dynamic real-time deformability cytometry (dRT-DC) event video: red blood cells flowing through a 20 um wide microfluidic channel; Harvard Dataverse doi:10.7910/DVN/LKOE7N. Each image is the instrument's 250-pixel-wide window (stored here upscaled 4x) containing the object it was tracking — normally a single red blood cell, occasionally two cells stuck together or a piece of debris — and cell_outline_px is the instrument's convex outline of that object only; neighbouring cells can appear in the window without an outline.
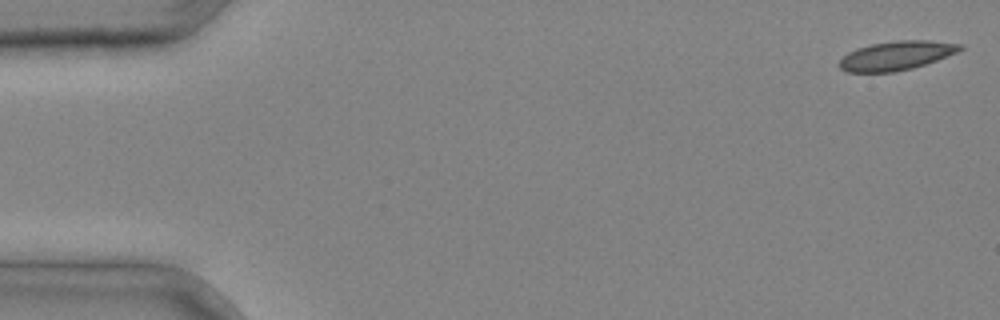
{"species": "common noctule bat (a hibernating species)", "species_latin": "Nyctalus noctula", "temperature_condition": "cold", "stored_images_in_passage": 5, "camera_frame_rate_fps": 3000, "um_per_image_px": 0.085, "animal": {"sex": "male", "body_mass_g": 20.4}, "frame": {"image": 1, "passage_image": 1, "time_ms": 0.0, "image_size_px": [1000, 320], "cell_outline_px": [[964, 48], [956, 52], [936, 60], [912, 68], [896, 72], [848, 72], [840, 68], [840, 60], [848, 52], [856, 48], [872, 44], [896, 40], [928, 40], [964, 44]], "centroid_in_image_um": [76.19, 4.72], "position_along_channel_um": 8.8, "area_um2": 20.29}}
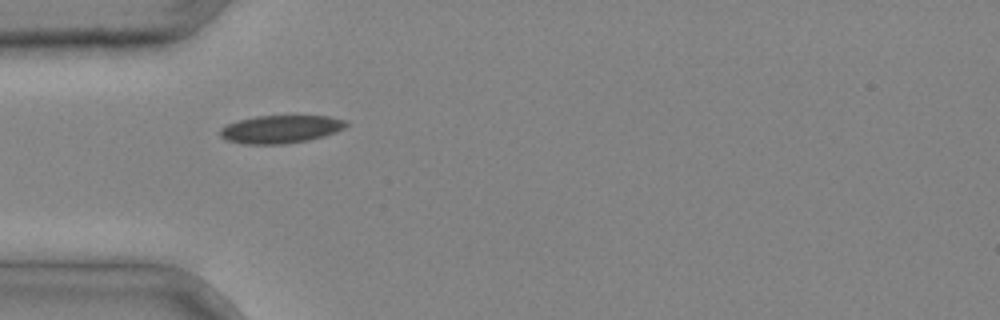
{"frame": {"image": 2, "passage_image": 4, "time_ms": 1.0, "image_size_px": [1000, 320], "cell_outline_px": [[348, 124], [344, 128], [336, 132], [324, 136], [308, 140], [284, 144], [240, 144], [224, 140], [220, 136], [220, 128], [228, 124], [240, 120], [256, 116], [328, 116], [344, 120]], "centroid_in_image_um": [23.82, 10.99], "position_along_channel_um": 61.2, "area_um2": 20.52}}